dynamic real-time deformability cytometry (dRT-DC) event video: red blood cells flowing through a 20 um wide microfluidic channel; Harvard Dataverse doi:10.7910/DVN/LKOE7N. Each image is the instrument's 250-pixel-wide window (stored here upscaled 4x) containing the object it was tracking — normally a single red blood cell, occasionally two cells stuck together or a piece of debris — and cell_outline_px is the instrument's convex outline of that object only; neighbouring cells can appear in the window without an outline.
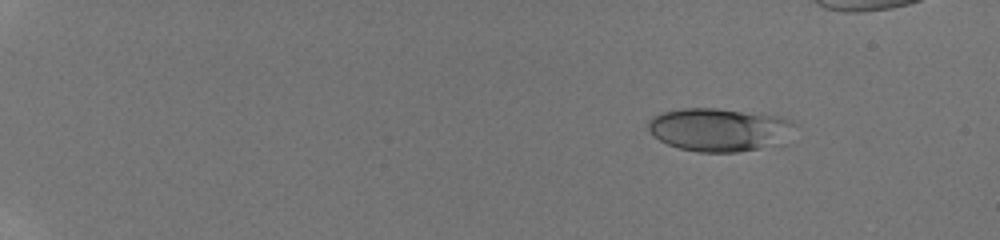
{"species": "human", "species_latin": "Homo sapiens", "temperature_condition": "room temperature", "stored_images_in_passage": 27, "camera_frame_rate_fps": 3000, "um_per_image_px": 0.085, "donor": {"sex": "male"}, "frame": {"image": 1, "passage_image": 5, "time_ms": 2.667, "image_size_px": [1000, 240], "cell_outline_px": [[796, 124], [788, 144], [740, 152], [696, 152], [680, 148], [668, 144], [652, 136], [648, 128], [648, 120], [652, 116], [664, 112], [680, 108], [716, 108], [780, 116], [792, 120]], "centroid_in_image_um": [61.22, 11.03], "position_along_channel_um": 23.8, "area_um2": 37.74}}
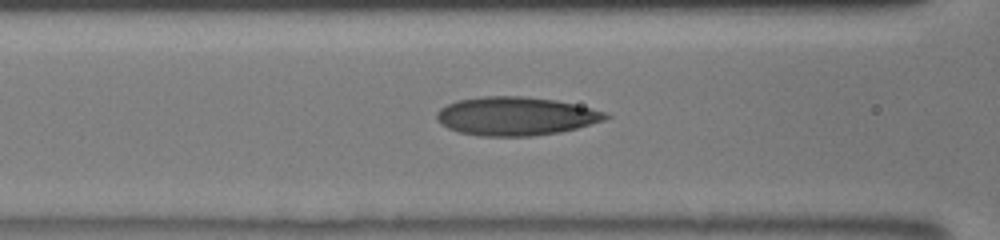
{"frame": {"image": 2, "passage_image": 17, "time_ms": 8.667, "image_size_px": [1000, 240], "cell_outline_px": [[612, 116], [604, 120], [576, 128], [560, 132], [532, 136], [480, 136], [460, 132], [448, 128], [440, 124], [436, 120], [436, 112], [440, 108], [456, 100], [484, 96], [524, 96], [556, 100], [592, 108], [604, 112]], "centroid_in_image_um": [43.81, 9.87], "position_along_channel_um": 122.8, "area_um2": 37.97}}
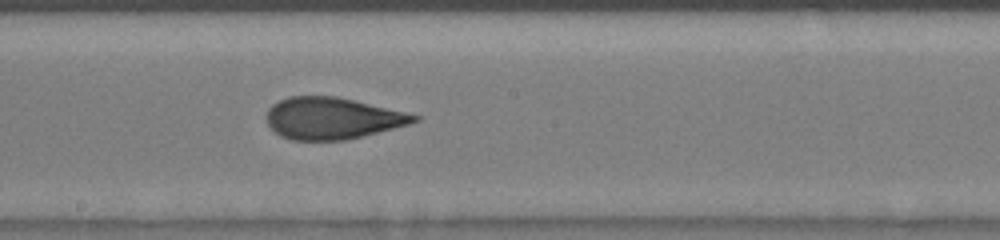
{"frame": {"image": 3, "passage_image": 27, "time_ms": 11.0, "image_size_px": [1000, 240], "cell_outline_px": [[420, 120], [408, 124], [344, 140], [292, 140], [280, 136], [268, 124], [268, 108], [272, 104], [288, 96], [336, 96], [404, 112], [420, 116]], "centroid_in_image_um": [28.2, 10.05], "position_along_channel_um": 220.0, "area_um2": 35.26}}